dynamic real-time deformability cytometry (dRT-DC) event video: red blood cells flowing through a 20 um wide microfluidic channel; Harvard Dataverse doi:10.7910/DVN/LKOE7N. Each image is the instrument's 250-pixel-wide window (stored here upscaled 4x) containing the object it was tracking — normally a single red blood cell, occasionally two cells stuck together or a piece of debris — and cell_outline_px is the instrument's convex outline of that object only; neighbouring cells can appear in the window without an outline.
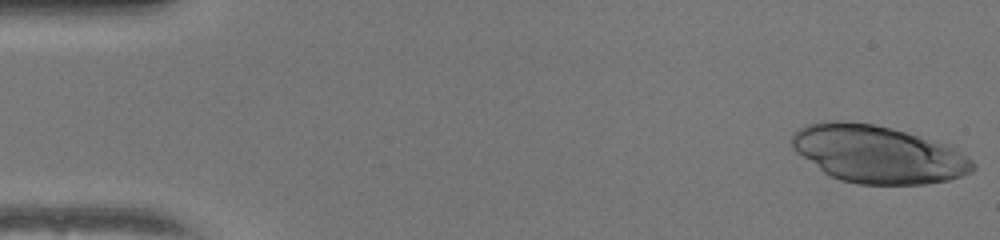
{"species": "human", "species_latin": "Homo sapiens", "temperature_condition": "warm", "stored_images_in_passage": 50, "camera_frame_rate_fps": 3000, "um_per_image_px": 0.085, "donor": {"sex": "female"}, "frame": {"image": 1, "passage_image": 1, "time_ms": 0.0, "image_size_px": [1000, 240], "cell_outline_px": [[976, 168], [972, 172], [948, 180], [924, 184], [856, 184], [840, 180], [824, 172], [796, 152], [792, 148], [792, 136], [800, 128], [808, 124], [828, 120], [844, 120], [876, 124], [956, 144], [976, 164]], "centroid_in_image_um": [74.72, 13.08], "position_along_channel_um": 10.3, "area_um2": 61.56}}